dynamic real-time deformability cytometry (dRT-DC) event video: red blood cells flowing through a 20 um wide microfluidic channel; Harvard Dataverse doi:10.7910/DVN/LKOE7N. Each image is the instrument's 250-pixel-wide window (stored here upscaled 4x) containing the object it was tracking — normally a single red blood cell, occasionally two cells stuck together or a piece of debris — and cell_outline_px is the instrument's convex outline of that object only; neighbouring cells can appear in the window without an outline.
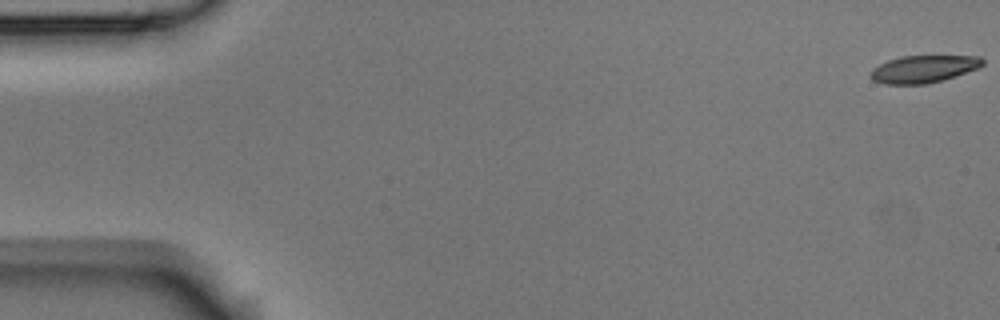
{"species": "Egyptian fruit bat (a non-hibernating species)", "species_latin": "Rousettus aegyptiacus", "temperature_condition": "room temperature", "stored_images_in_passage": 25, "camera_frame_rate_fps": 3000, "um_per_image_px": 0.085, "animal": {"sex": "male"}, "frame": {"image": 1, "passage_image": 1, "time_ms": 0.0, "image_size_px": [1000, 320], "cell_outline_px": [[984, 64], [980, 68], [944, 80], [924, 84], [884, 84], [872, 80], [872, 68], [888, 60], [900, 56], [980, 56], [984, 60]], "centroid_in_image_um": [78.54, 5.86], "position_along_channel_um": 6.5, "area_um2": 17.92}}
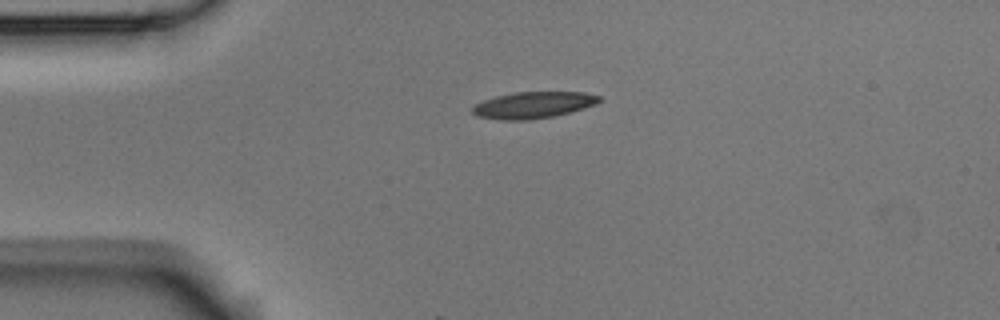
{"frame": {"image": 2, "passage_image": 13, "time_ms": 4.0, "image_size_px": [1000, 320], "cell_outline_px": [[600, 100], [596, 104], [584, 108], [552, 116], [528, 120], [500, 120], [476, 116], [472, 112], [472, 108], [476, 104], [484, 100], [496, 96], [516, 92], [584, 92], [600, 96]], "centroid_in_image_um": [45.31, 8.93], "position_along_channel_um": 39.7, "area_um2": 19.42}}
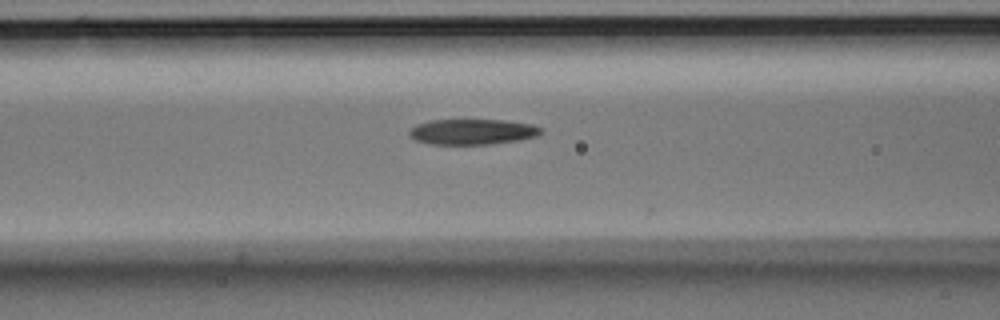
{"frame": {"image": 3, "passage_image": 22, "time_ms": 7.0, "image_size_px": [1000, 320], "cell_outline_px": [[544, 128], [536, 136], [520, 140], [492, 144], [428, 144], [416, 140], [408, 132], [416, 124], [428, 120], [500, 120], [532, 124]], "centroid_in_image_um": [40.16, 11.2], "position_along_channel_um": 126.4, "area_um2": 19.54}}